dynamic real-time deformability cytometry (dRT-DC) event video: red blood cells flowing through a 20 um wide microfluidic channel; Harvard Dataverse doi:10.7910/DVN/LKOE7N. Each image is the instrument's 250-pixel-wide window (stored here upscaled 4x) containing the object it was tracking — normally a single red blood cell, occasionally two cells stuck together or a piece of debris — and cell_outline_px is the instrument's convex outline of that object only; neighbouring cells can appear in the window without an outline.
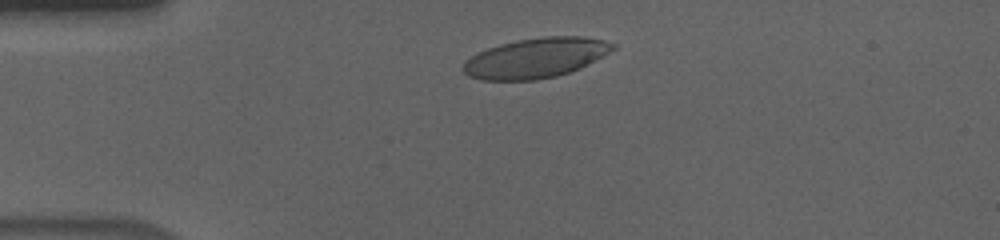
{"species": "human", "species_latin": "Homo sapiens", "temperature_condition": "cold", "stored_images_in_passage": 42, "camera_frame_rate_fps": 3000, "um_per_image_px": 0.085, "donor": {"sex": "male"}, "frame": {"image": 1, "passage_image": 6, "time_ms": 1.667, "image_size_px": [1000, 240], "cell_outline_px": [[616, 48], [580, 68], [556, 76], [536, 80], [480, 80], [468, 76], [464, 72], [464, 60], [488, 48], [500, 44], [516, 40], [544, 36], [584, 36], [604, 40], [616, 44]], "centroid_in_image_um": [45.54, 4.92], "position_along_channel_um": 39.5, "area_um2": 34.68}}
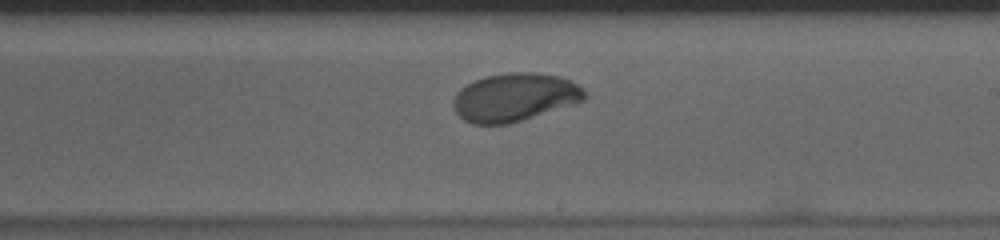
{"frame": {"image": 2, "passage_image": 26, "time_ms": 8.333, "image_size_px": [1000, 240], "cell_outline_px": [[588, 96], [584, 100], [576, 104], [508, 124], [472, 124], [464, 120], [452, 108], [452, 100], [456, 92], [460, 88], [484, 76], [508, 72], [536, 72], [560, 76], [572, 80], [584, 88], [588, 92]], "centroid_in_image_um": [43.78, 8.26], "position_along_channel_um": 245.2, "area_um2": 37.45}}
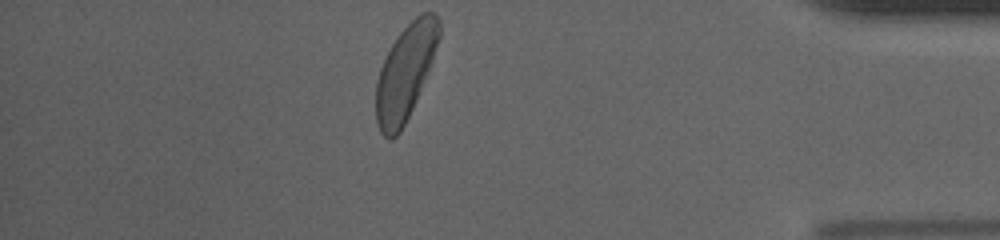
{"frame": {"image": 3, "passage_image": 42, "time_ms": 13.667, "image_size_px": [1000, 240], "cell_outline_px": [[440, 36], [432, 60], [416, 100], [400, 132], [392, 140], [388, 140], [380, 132], [376, 124], [376, 80], [380, 68], [396, 36], [420, 12], [432, 12], [440, 20]], "centroid_in_image_um": [34.43, 6.16], "position_along_channel_um": 400.8, "area_um2": 34.62}, "authors_computed_cell_mechanics": {"area_um2": 36.4718, "velocity_mm_per_s": 3.6029, "shape_relaxation_time_tau1_ms": 3.1224, "shape_relaxation_time_tau2_ms": null, "deformation_change_tau1": 0.1608, "deformation_change_tau2": null}}